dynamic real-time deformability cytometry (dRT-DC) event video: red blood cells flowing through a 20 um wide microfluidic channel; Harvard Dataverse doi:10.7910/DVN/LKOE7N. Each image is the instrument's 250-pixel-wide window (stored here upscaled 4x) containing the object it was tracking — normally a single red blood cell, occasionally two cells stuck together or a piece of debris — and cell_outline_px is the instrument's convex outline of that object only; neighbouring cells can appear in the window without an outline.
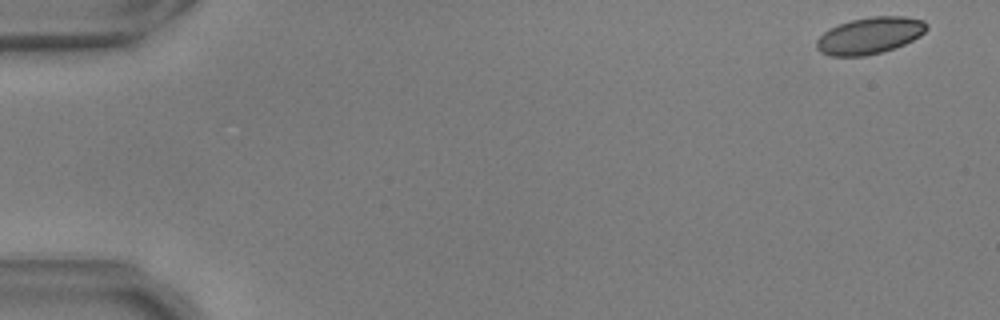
{"species": "common noctule bat (a hibernating species)", "species_latin": "Nyctalus noctula", "temperature_condition": "warm", "stored_images_in_passage": 17, "camera_frame_rate_fps": 3000, "um_per_image_px": 0.085, "animal": {"sex": "male", "body_mass_g": 17.9, "forearm_length_mm": 54.2}, "frame": {"image": 1, "passage_image": 2, "time_ms": 0.333, "image_size_px": [1000, 320], "cell_outline_px": [[928, 28], [920, 36], [904, 44], [880, 52], [864, 56], [828, 56], [820, 52], [816, 48], [816, 40], [824, 32], [840, 24], [852, 20], [872, 16], [904, 16], [924, 20], [928, 24]], "centroid_in_image_um": [73.93, 3.02], "position_along_channel_um": 11.1, "area_um2": 23.41}}
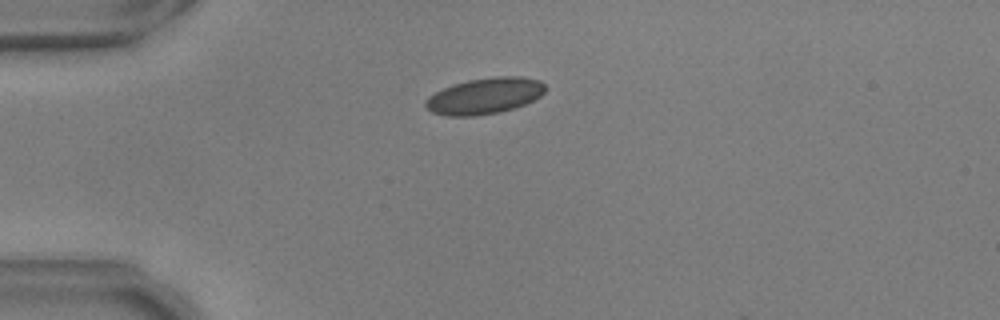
{"frame": {"image": 2, "passage_image": 14, "time_ms": 4.333, "image_size_px": [1000, 320], "cell_outline_px": [[544, 92], [540, 96], [524, 104], [500, 112], [476, 116], [448, 116], [432, 112], [424, 104], [424, 100], [428, 96], [452, 84], [468, 80], [496, 76], [520, 76], [540, 80], [544, 84]], "centroid_in_image_um": [41.17, 8.15], "position_along_channel_um": 43.8, "area_um2": 25.14}}